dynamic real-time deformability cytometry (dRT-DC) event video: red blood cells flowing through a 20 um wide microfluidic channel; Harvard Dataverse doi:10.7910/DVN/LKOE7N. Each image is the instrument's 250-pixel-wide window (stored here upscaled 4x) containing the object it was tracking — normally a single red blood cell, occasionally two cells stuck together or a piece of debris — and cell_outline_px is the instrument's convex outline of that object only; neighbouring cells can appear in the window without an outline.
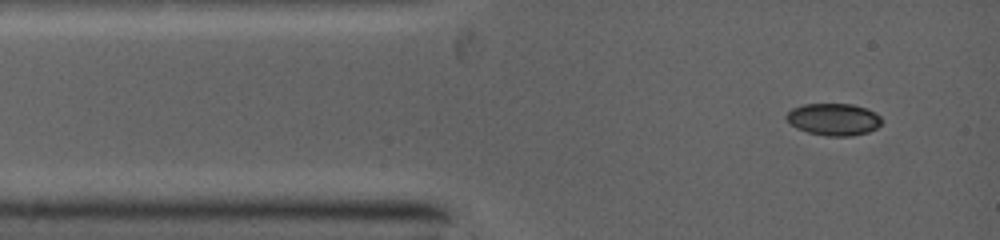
{"species": "common noctule bat (a hibernating species)", "species_latin": "Nyctalus noctula", "temperature_condition": "warm", "stored_images_in_passage": 3, "camera_frame_rate_fps": 5000, "um_per_image_px": 0.085, "animal": {"sex": "female", "body_mass_g": 19.0, "forearm_length_mm": 53.3}, "frame": {"image": 1, "passage_image": 1, "time_ms": 0.0, "image_size_px": [1000, 240], "cell_outline_px": [[880, 124], [876, 128], [868, 132], [848, 136], [828, 136], [808, 132], [796, 128], [784, 116], [792, 108], [804, 104], [852, 104], [868, 108], [876, 112], [880, 116]], "centroid_in_image_um": [70.86, 10.13], "position_along_channel_um": 14.1, "area_um2": 17.74}}
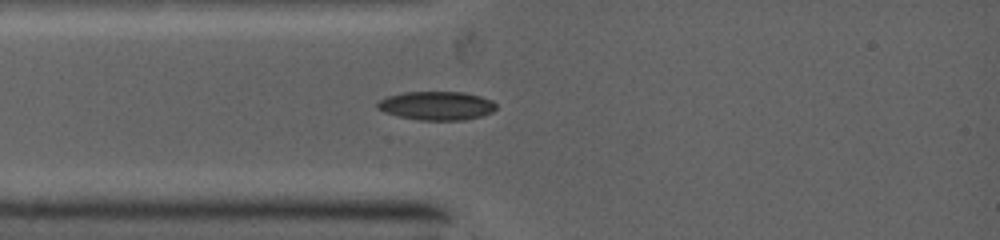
{"frame": {"image": 2, "passage_image": 3, "time_ms": 1.6, "image_size_px": [1000, 240], "cell_outline_px": [[496, 108], [492, 112], [480, 116], [460, 120], [420, 120], [400, 116], [384, 112], [376, 108], [376, 104], [380, 100], [388, 96], [404, 92], [460, 92], [480, 96], [492, 100], [496, 104]], "centroid_in_image_um": [37.1, 8.98], "position_along_channel_um": 47.9, "area_um2": 19.65}}